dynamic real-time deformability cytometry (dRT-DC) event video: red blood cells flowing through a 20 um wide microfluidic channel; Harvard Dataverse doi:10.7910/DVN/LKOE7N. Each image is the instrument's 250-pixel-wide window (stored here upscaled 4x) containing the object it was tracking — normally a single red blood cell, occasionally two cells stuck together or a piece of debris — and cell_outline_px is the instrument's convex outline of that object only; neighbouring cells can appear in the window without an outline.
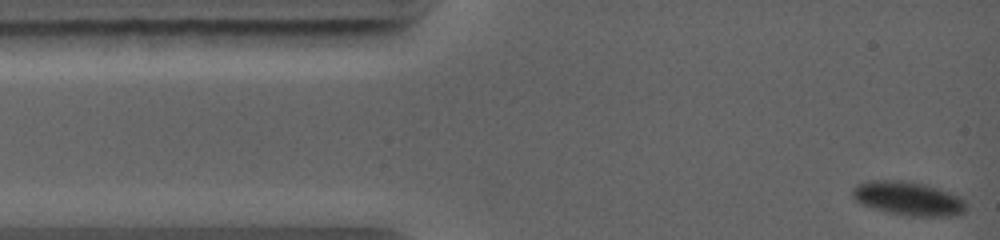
{"species": "common noctule bat (a hibernating species)", "species_latin": "Nyctalus noctula", "temperature_condition": "warm", "stored_images_in_passage": 37, "camera_frame_rate_fps": 5000, "um_per_image_px": 0.085, "animal": {"sex": "female", "body_mass_g": 19.0, "forearm_length_mm": 56.7}, "frame": {"image": 1, "passage_image": 1, "time_ms": 0.0, "image_size_px": [1000, 240], "cell_outline_px": [[964, 212], [956, 216], [912, 216], [888, 212], [860, 204], [852, 196], [852, 188], [856, 184], [868, 180], [900, 180], [928, 184], [952, 192], [960, 196], [964, 200]], "centroid_in_image_um": [77.2, 16.85], "position_along_channel_um": 7.8, "area_um2": 22.66}}
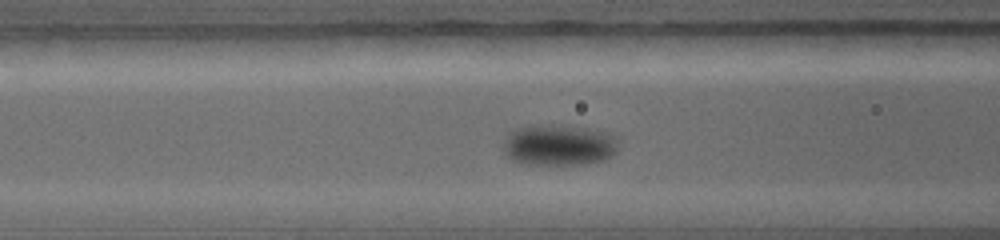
{"frame": {"image": 2, "passage_image": 13, "time_ms": 4.2, "image_size_px": [1000, 240], "cell_outline_px": [[616, 152], [612, 156], [600, 160], [584, 164], [520, 164], [512, 160], [504, 152], [504, 140], [508, 132], [516, 128], [540, 124], [548, 124], [596, 128], [616, 136]], "centroid_in_image_um": [47.48, 12.31], "position_along_channel_um": 119.1, "area_um2": 27.86}}
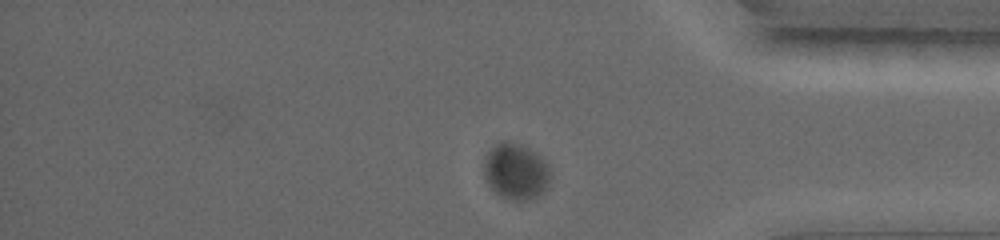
{"frame": {"image": 3, "passage_image": 33, "time_ms": 10.8, "image_size_px": [1000, 240], "cell_outline_px": [[552, 180], [548, 188], [544, 192], [528, 200], [516, 200], [500, 196], [488, 184], [484, 176], [484, 160], [488, 152], [496, 144], [504, 140], [508, 140], [520, 144], [528, 148], [540, 156], [548, 164], [552, 172]], "centroid_in_image_um": [43.89, 14.57], "position_along_channel_um": 391.3, "area_um2": 22.02}}